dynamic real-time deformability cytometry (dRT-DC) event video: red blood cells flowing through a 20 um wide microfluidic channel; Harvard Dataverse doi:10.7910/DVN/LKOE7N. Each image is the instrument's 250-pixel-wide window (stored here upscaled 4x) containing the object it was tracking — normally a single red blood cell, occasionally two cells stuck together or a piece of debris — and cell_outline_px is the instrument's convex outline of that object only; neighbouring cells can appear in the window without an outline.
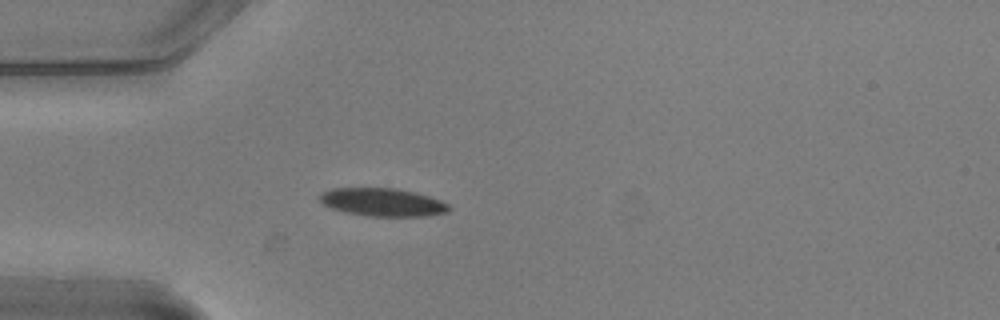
{"species": "common noctule bat (a hibernating species)", "species_latin": "Nyctalus noctula", "temperature_condition": "warm", "stored_images_in_passage": 4, "camera_frame_rate_fps": 3000, "um_per_image_px": 0.085, "animal": {"sex": "male", "body_mass_g": 20.5, "forearm_length_mm": 52.5}, "frame": {"image": 1, "passage_image": 4, "time_ms": 1.0, "image_size_px": [1000, 320], "cell_outline_px": [[452, 208], [448, 212], [424, 216], [368, 216], [348, 212], [332, 208], [324, 204], [320, 200], [320, 196], [324, 192], [332, 188], [396, 188], [416, 192], [440, 200], [448, 204]], "centroid_in_image_um": [32.57, 17.18], "position_along_channel_um": 52.4, "area_um2": 20.92}}